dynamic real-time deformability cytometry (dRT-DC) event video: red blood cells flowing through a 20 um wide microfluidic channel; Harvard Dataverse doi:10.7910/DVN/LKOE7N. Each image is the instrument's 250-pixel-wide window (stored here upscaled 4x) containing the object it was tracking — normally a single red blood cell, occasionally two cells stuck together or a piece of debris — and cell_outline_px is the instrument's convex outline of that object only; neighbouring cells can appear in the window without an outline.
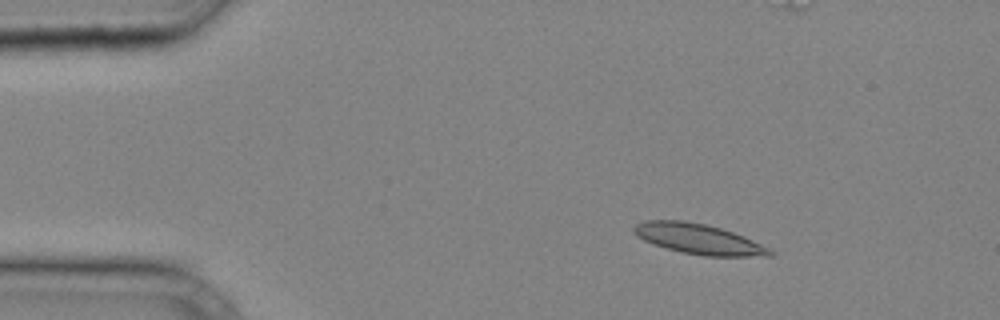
{"species": "common noctule bat (a hibernating species)", "species_latin": "Nyctalus noctula", "temperature_condition": "cold", "stored_images_in_passage": 33, "camera_frame_rate_fps": 3000, "um_per_image_px": 0.085, "animal": {"sex": "male", "body_mass_g": 20.4}, "frame": {"image": 1, "passage_image": 1, "time_ms": 0.0, "image_size_px": [1000, 320], "cell_outline_px": [[776, 252], [772, 256], [704, 256], [680, 252], [652, 244], [636, 236], [632, 232], [632, 228], [636, 224], [644, 220], [684, 220], [708, 224], [744, 236]], "centroid_in_image_um": [59.34, 20.31], "position_along_channel_um": 25.7, "area_um2": 24.16}}